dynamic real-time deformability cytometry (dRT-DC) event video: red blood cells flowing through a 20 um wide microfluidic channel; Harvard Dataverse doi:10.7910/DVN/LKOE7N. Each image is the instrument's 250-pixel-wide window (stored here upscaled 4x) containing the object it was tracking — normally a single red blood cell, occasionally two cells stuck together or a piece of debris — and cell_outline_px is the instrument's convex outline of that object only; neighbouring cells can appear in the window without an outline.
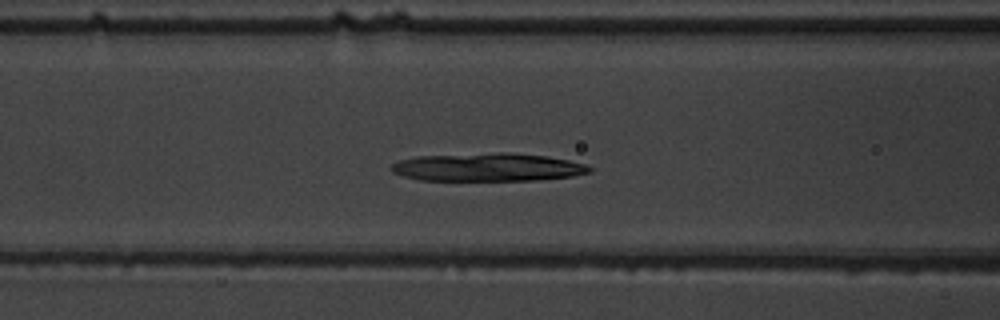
{"species": "common noctule bat (a hibernating species)", "species_latin": "Nyctalus noctula", "temperature_condition": "warm", "stored_images_in_passage": 46, "camera_frame_rate_fps": 3000, "um_per_image_px": 0.085, "animal": {"sex": "male", "body_mass_g": 19.5, "forearm_length_mm": 54.6}, "frame": {"image": 1, "passage_image": 14, "time_ms": 4.333, "image_size_px": [1000, 320], "cell_outline_px": [[592, 172], [572, 176], [536, 180], [420, 180], [404, 176], [392, 172], [388, 168], [392, 164], [400, 160], [416, 156], [500, 152], [508, 152], [548, 156], [588, 164], [592, 168]], "centroid_in_image_um": [41.47, 14.2], "position_along_channel_um": 125.1, "area_um2": 32.66}}
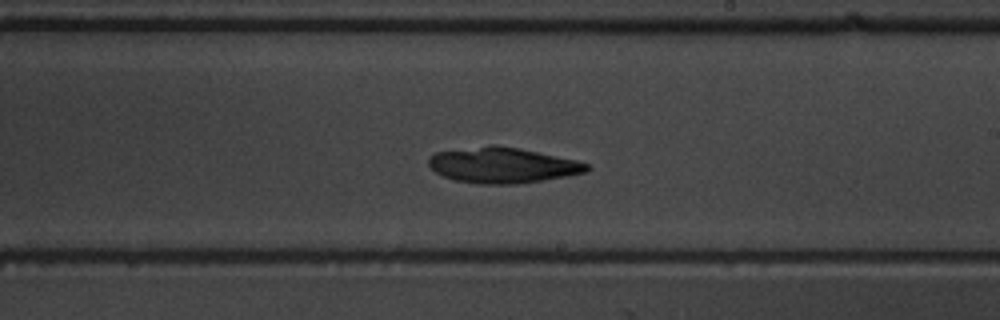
{"frame": {"image": 2, "passage_image": 24, "time_ms": 7.667, "image_size_px": [1000, 320], "cell_outline_px": [[592, 168], [588, 172], [568, 176], [544, 180], [516, 184], [476, 184], [456, 180], [444, 176], [436, 172], [428, 164], [428, 160], [436, 152], [492, 144], [496, 144], [520, 148], [576, 160], [588, 164]], "centroid_in_image_um": [42.76, 14.04], "position_along_channel_um": 246.2, "area_um2": 32.89}}
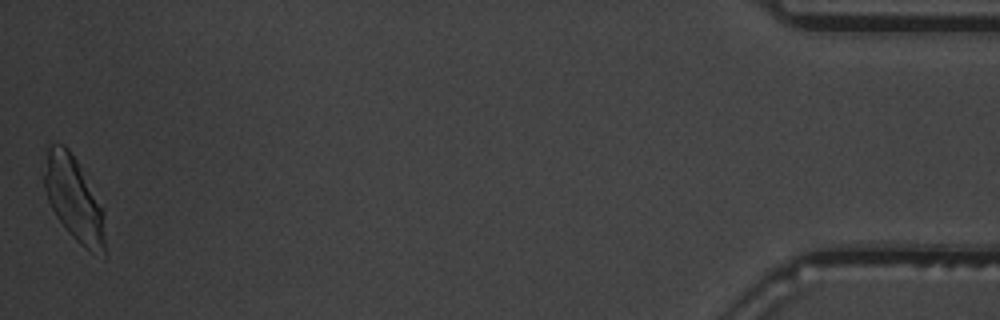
{"frame": {"image": 3, "passage_image": 46, "time_ms": 15.0, "image_size_px": [1000, 320], "cell_outline_px": [[104, 260], [88, 252], [68, 232], [56, 216], [48, 200], [44, 188], [44, 176], [48, 148], [52, 144], [64, 144], [68, 148], [76, 160], [104, 208]], "centroid_in_image_um": [6.32, 16.98], "position_along_channel_um": 428.9, "area_um2": 29.88}}